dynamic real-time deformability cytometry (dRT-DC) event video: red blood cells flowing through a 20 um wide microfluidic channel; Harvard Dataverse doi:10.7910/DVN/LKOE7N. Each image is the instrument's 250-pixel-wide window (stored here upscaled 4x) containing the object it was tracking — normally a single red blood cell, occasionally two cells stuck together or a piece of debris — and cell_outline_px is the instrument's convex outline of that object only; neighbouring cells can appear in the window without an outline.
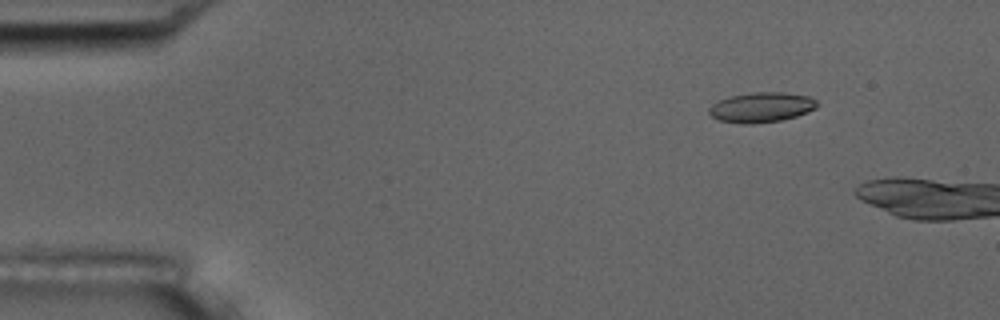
{"species": "common noctule bat (a hibernating species)", "species_latin": "Nyctalus noctula", "temperature_condition": "room temperature", "stored_images_in_passage": 10, "camera_frame_rate_fps": 3000, "um_per_image_px": 0.085, "animal": {"sex": "male", "body_mass_g": 17.5, "forearm_length_mm": 52.3}, "frame": {"image": 1, "passage_image": 2, "time_ms": 0.333, "image_size_px": [1000, 320], "cell_outline_px": [[820, 104], [816, 108], [808, 112], [796, 116], [780, 120], [752, 124], [740, 124], [716, 120], [708, 112], [708, 108], [712, 104], [728, 96], [752, 92], [784, 92], [812, 96]], "centroid_in_image_um": [64.73, 9.11], "position_along_channel_um": 20.3, "area_um2": 19.25}}